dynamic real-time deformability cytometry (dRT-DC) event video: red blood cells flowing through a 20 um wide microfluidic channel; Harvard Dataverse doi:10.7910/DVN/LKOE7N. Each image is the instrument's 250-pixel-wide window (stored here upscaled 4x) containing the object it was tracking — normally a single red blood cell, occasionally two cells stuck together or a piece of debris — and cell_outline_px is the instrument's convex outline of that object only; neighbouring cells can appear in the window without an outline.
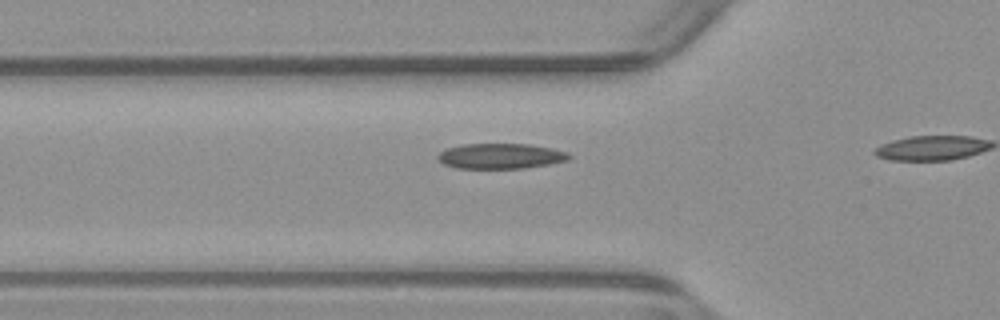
{"species": "common noctule bat (a hibernating species)", "species_latin": "Nyctalus noctula", "temperature_condition": "warm", "stored_images_in_passage": 16, "camera_frame_rate_fps": 3000, "um_per_image_px": 0.085, "animal": {"sex": "male", "body_mass_g": 23.1, "forearm_length_mm": 52.7}, "frame": {"image": 1, "passage_image": 14, "time_ms": 4.333, "image_size_px": [1000, 320], "cell_outline_px": [[572, 156], [568, 160], [548, 164], [524, 168], [456, 168], [444, 164], [436, 156], [440, 152], [448, 148], [460, 144], [528, 144], [552, 148], [568, 152]], "centroid_in_image_um": [42.56, 13.26], "position_along_channel_um": 83.2, "area_um2": 19.31}}